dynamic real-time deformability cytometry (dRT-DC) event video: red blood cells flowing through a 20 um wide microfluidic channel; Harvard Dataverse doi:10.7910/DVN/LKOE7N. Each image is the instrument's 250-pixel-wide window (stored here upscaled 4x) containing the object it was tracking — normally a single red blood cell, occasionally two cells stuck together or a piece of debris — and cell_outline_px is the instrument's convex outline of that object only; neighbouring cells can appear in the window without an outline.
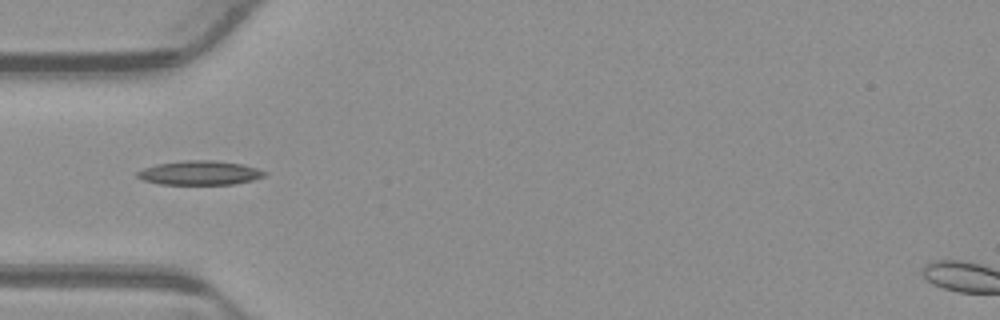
{"species": "common noctule bat (a hibernating species)", "species_latin": "Nyctalus noctula", "temperature_condition": "warm", "stored_images_in_passage": 44, "camera_frame_rate_fps": 3000, "um_per_image_px": 0.085, "animal": {"sex": "male", "body_mass_g": 23.1, "forearm_length_mm": 52.7}, "frame": {"image": 1, "passage_image": 8, "time_ms": 2.333, "image_size_px": [1000, 320], "cell_outline_px": [[268, 172], [264, 176], [252, 180], [232, 184], [160, 184], [144, 180], [136, 176], [136, 172], [144, 168], [156, 164], [184, 160], [216, 160], [244, 164]], "centroid_in_image_um": [16.98, 14.68], "position_along_channel_um": 68.0, "area_um2": 17.92}}
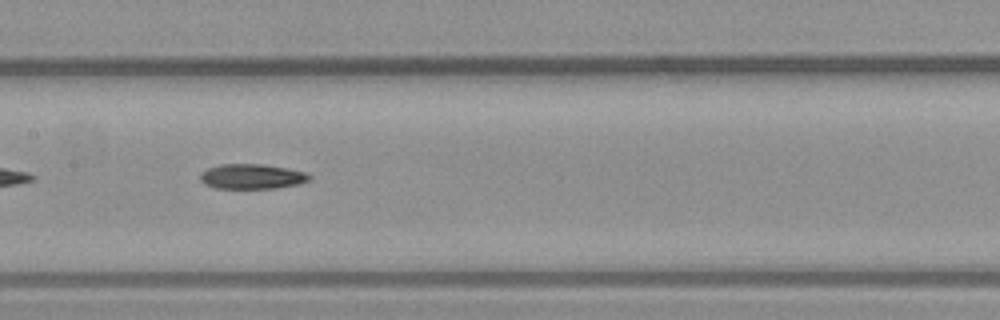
{"frame": {"image": 2, "passage_image": 17, "time_ms": 5.333, "image_size_px": [1000, 320], "cell_outline_px": [[312, 180], [300, 184], [276, 188], [216, 188], [204, 184], [200, 180], [200, 172], [208, 168], [220, 164], [264, 164], [288, 168], [304, 172], [312, 176]], "centroid_in_image_um": [21.43, 15.0], "position_along_channel_um": 186.0, "area_um2": 16.07}}
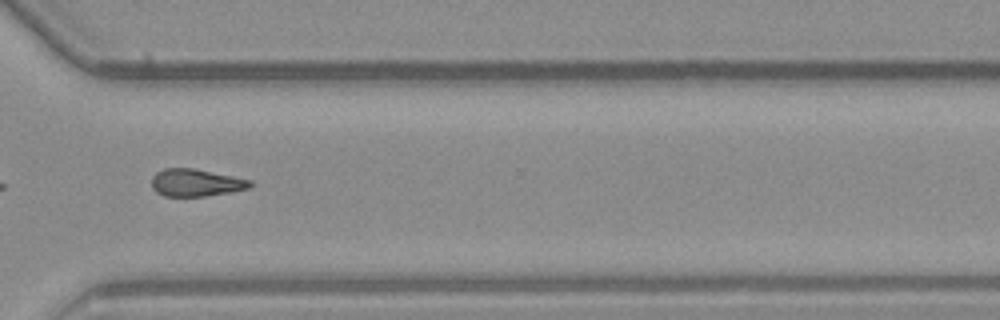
{"frame": {"image": 3, "passage_image": 30, "time_ms": 9.667, "image_size_px": [1000, 320], "cell_outline_px": [[252, 184], [248, 188], [232, 192], [204, 196], [164, 196], [156, 192], [152, 188], [152, 176], [156, 172], [164, 168], [196, 168], [252, 180]], "centroid_in_image_um": [16.64, 15.52], "position_along_channel_um": 354.0, "area_um2": 15.84}, "authors_computed_cell_mechanics": {"area_um2": 16.0684, "velocity_mm_per_s": 3.8819, "shape_relaxation_time_tau1_ms": 5.926, "shape_relaxation_time_tau2_ms": 8.4417, "deformation_change_tau1": 0.1475, "deformation_change_tau2": 0.1839}}